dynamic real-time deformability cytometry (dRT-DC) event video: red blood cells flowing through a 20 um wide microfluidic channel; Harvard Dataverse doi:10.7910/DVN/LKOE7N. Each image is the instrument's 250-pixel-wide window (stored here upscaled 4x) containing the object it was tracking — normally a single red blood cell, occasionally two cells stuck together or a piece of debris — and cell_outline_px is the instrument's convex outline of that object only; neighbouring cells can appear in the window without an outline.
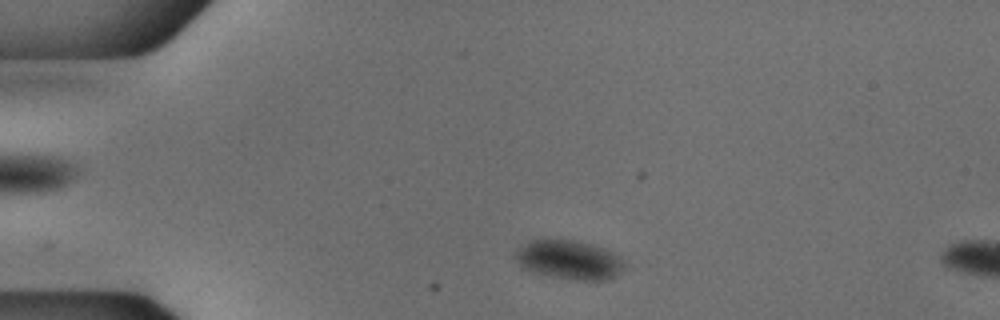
{"species": "common noctule bat (a hibernating species)", "species_latin": "Nyctalus noctula", "temperature_condition": "cold", "stored_images_in_passage": 7, "camera_frame_rate_fps": 3000, "um_per_image_px": 0.085, "animal": {"sex": "male", "body_mass_g": 18.8}, "frame": {"image": 1, "passage_image": 3, "time_ms": 0.667, "image_size_px": [1000, 320], "cell_outline_px": [[624, 268], [616, 276], [608, 280], [576, 280], [548, 276], [532, 272], [524, 268], [512, 256], [524, 244], [532, 240], [572, 240], [588, 244], [612, 252], [624, 260]], "centroid_in_image_um": [48.37, 22.11], "position_along_channel_um": 36.6, "area_um2": 24.57}}